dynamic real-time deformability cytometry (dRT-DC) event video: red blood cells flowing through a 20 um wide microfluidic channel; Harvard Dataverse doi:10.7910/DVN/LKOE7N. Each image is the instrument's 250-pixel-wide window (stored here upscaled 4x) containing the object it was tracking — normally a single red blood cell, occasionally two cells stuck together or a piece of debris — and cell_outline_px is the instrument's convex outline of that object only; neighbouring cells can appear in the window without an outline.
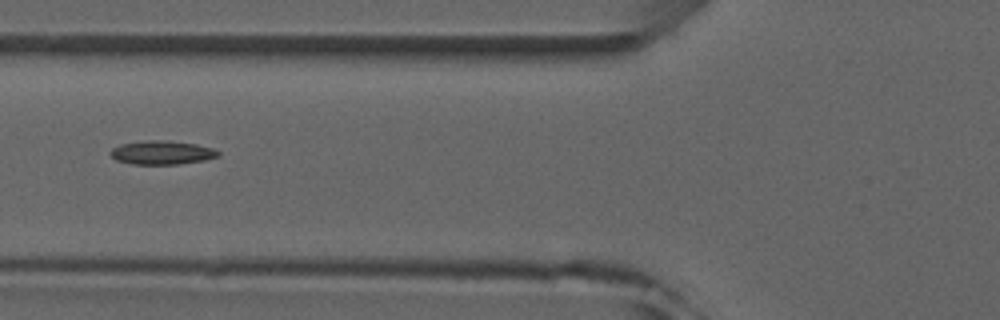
{"species": "common noctule bat (a hibernating species)", "species_latin": "Nyctalus noctula", "temperature_condition": "room temperature", "stored_images_in_passage": 6, "camera_frame_rate_fps": 3000, "um_per_image_px": 0.085, "animal": {"sex": "male", "forearm_length_mm": 52.5}, "frame": {"image": 1, "passage_image": 6, "time_ms": 5.667, "image_size_px": [1000, 320], "cell_outline_px": [[220, 156], [204, 160], [180, 164], [132, 164], [116, 160], [108, 152], [112, 148], [120, 144], [148, 140], [164, 140], [196, 144], [212, 148], [220, 152]], "centroid_in_image_um": [13.75, 12.97], "position_along_channel_um": 112.0, "area_um2": 14.91}}